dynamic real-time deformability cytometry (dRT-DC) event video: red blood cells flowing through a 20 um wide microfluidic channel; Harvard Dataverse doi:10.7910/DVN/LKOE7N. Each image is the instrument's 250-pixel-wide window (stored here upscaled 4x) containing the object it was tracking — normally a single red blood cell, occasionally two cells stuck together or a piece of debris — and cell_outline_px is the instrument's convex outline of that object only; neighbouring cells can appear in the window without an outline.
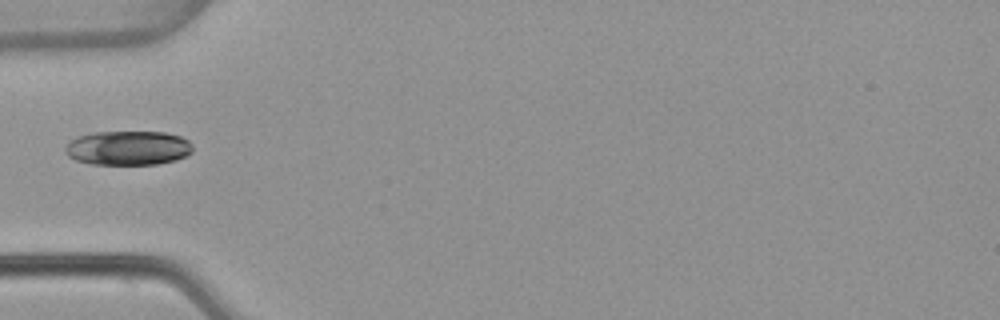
{"species": "common noctule bat (a hibernating species)", "species_latin": "Nyctalus noctula", "temperature_condition": "warm", "stored_images_in_passage": 36, "camera_frame_rate_fps": 3000, "um_per_image_px": 0.085, "animal": {"sex": "female", "body_mass_g": 22.7, "forearm_length_mm": 54.2}, "frame": {"image": 1, "passage_image": 1, "time_ms": 0.0, "image_size_px": [1000, 320], "cell_outline_px": [[192, 152], [176, 160], [156, 164], [92, 164], [76, 160], [68, 156], [64, 152], [64, 148], [76, 136], [92, 132], [164, 132], [180, 136], [188, 140], [192, 144]], "centroid_in_image_um": [10.87, 12.57], "position_along_channel_um": 74.1, "area_um2": 25.55}}
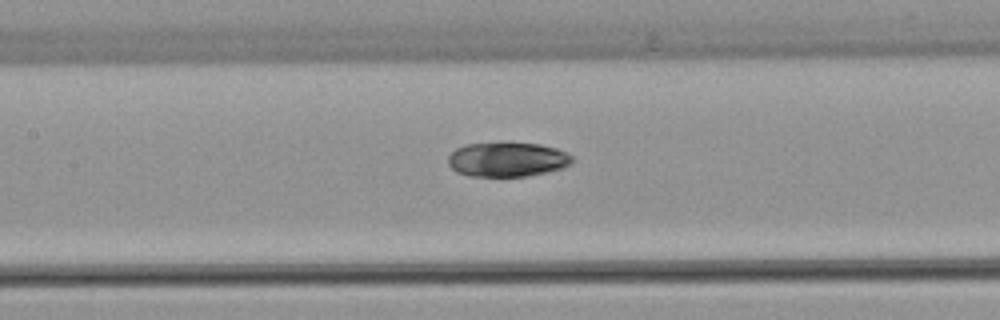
{"frame": {"image": 2, "passage_image": 8, "time_ms": 2.333, "image_size_px": [1000, 320], "cell_outline_px": [[572, 164], [564, 168], [548, 172], [528, 176], [468, 176], [456, 172], [448, 164], [448, 156], [456, 148], [464, 144], [504, 140], [508, 140], [540, 144], [556, 148], [572, 156]], "centroid_in_image_um": [43.11, 13.51], "position_along_channel_um": 164.3, "area_um2": 25.89}}
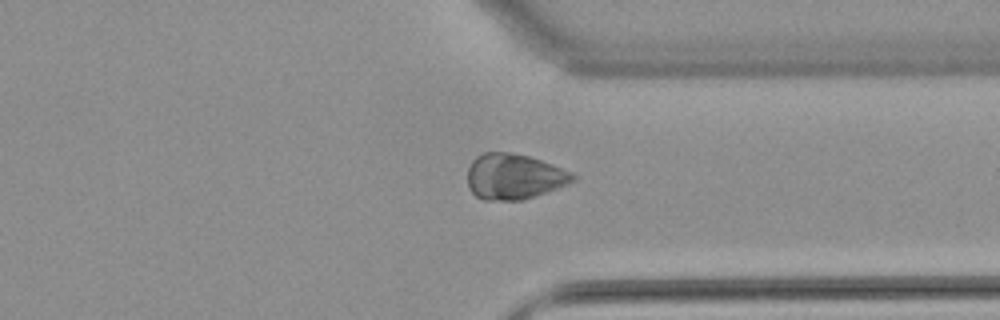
{"frame": {"image": 3, "passage_image": 24, "time_ms": 7.667, "image_size_px": [1000, 320], "cell_outline_px": [[576, 180], [568, 184], [520, 200], [484, 200], [476, 196], [468, 188], [468, 168], [472, 160], [476, 156], [484, 152], [512, 152], [528, 156], [552, 164], [572, 172], [576, 176]], "centroid_in_image_um": [43.67, 14.99], "position_along_channel_um": 367.7, "area_um2": 27.86}}